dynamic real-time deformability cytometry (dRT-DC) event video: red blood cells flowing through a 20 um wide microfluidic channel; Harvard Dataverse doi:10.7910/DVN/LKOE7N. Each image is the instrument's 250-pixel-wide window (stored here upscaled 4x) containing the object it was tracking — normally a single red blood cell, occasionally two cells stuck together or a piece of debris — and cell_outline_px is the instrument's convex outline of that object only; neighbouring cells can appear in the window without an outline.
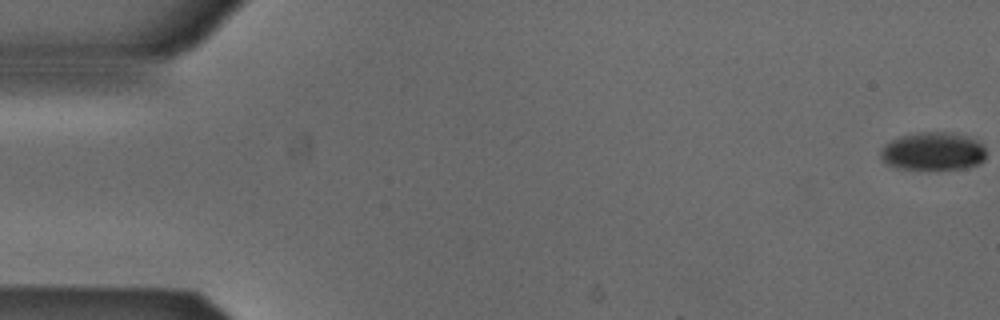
{"species": "Egyptian fruit bat (a non-hibernating species)", "species_latin": "Rousettus aegyptiacus", "temperature_condition": "cold", "stored_images_in_passage": 53, "camera_frame_rate_fps": 3000, "um_per_image_px": 0.085, "animal": {"sex": "male"}, "frame": {"image": 1, "passage_image": 1, "time_ms": 0.0, "image_size_px": [1000, 320], "cell_outline_px": [[984, 160], [980, 164], [964, 168], [936, 172], [896, 168], [884, 164], [880, 156], [880, 152], [884, 144], [900, 136], [920, 132], [956, 132], [968, 136], [984, 144]], "centroid_in_image_um": [79.3, 12.9], "position_along_channel_um": 5.7, "area_um2": 24.45}}
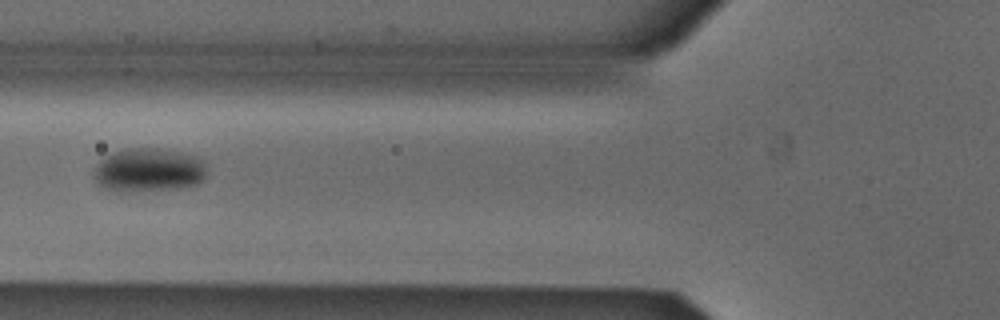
{"frame": {"image": 2, "passage_image": 21, "time_ms": 6.667, "image_size_px": [1000, 320], "cell_outline_px": [[208, 172], [204, 180], [196, 184], [180, 188], [124, 192], [116, 192], [104, 188], [92, 176], [92, 172], [96, 164], [104, 156], [128, 148], [156, 148], [196, 156], [204, 160]], "centroid_in_image_um": [12.63, 14.47], "position_along_channel_um": 113.2, "area_um2": 29.07}}
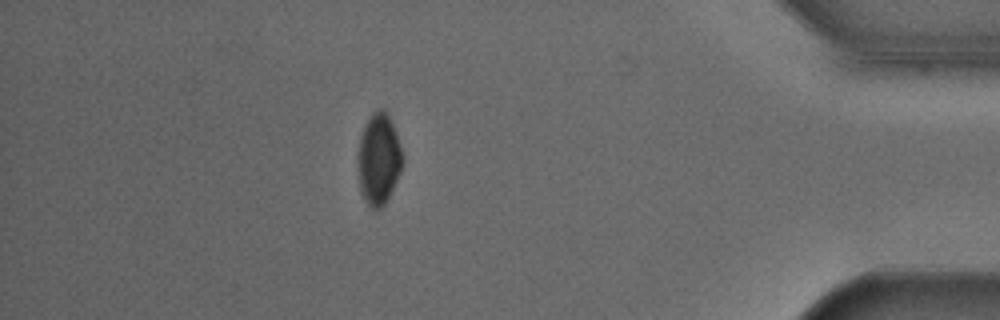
{"frame": {"image": 3, "passage_image": 47, "time_ms": 15.333, "image_size_px": [1000, 320], "cell_outline_px": [[404, 164], [384, 204], [380, 208], [372, 208], [368, 204], [360, 192], [356, 160], [356, 156], [360, 136], [364, 124], [368, 116], [376, 108], [384, 108], [388, 112], [404, 156]], "centroid_in_image_um": [32.16, 13.45], "position_along_channel_um": 403.0, "area_um2": 24.22}}